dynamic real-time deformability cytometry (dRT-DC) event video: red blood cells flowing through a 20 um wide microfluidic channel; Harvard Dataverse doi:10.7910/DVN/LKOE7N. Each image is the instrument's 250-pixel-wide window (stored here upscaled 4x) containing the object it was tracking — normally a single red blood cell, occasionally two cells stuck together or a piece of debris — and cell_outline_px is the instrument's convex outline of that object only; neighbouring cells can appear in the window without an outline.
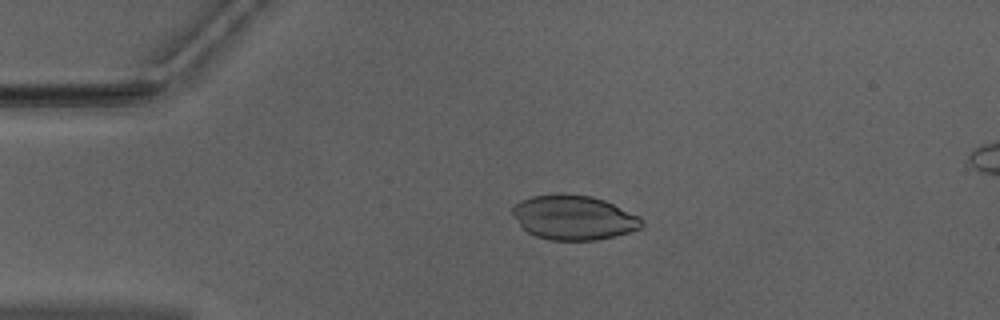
{"species": "Egyptian fruit bat (a non-hibernating species)", "species_latin": "Rousettus aegyptiacus", "temperature_condition": "warm", "stored_images_in_passage": 47, "camera_frame_rate_fps": 3000, "um_per_image_px": 0.085, "animal": {"sex": "male"}, "frame": {"image": 1, "passage_image": 7, "time_ms": 2.0, "image_size_px": [1000, 320], "cell_outline_px": [[644, 224], [640, 228], [628, 232], [596, 240], [548, 240], [536, 236], [528, 232], [520, 224], [512, 212], [512, 208], [520, 200], [532, 196], [592, 196], [604, 200], [640, 216], [644, 220]], "centroid_in_image_um": [48.8, 18.52], "position_along_channel_um": 36.2, "area_um2": 32.71}}
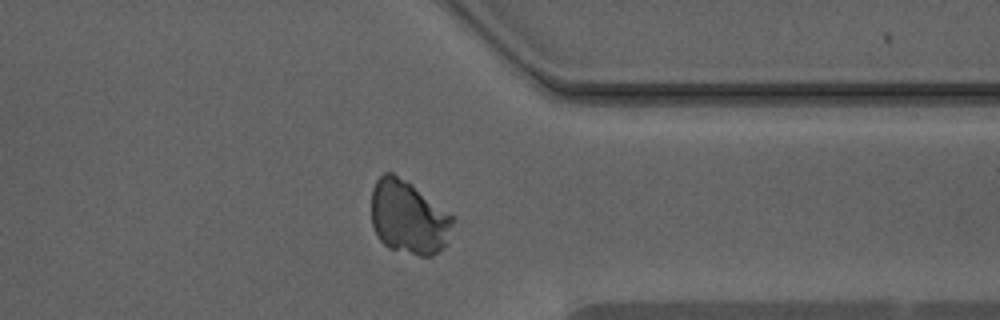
{"frame": {"image": 2, "passage_image": 36, "time_ms": 11.667, "image_size_px": [1000, 320], "cell_outline_px": [[456, 220], [444, 244], [432, 256], [420, 256], [388, 248], [380, 240], [372, 224], [372, 188], [376, 180], [384, 172], [392, 172], [408, 180], [456, 216]], "centroid_in_image_um": [34.74, 18.43], "position_along_channel_um": 376.7, "area_um2": 35.32}}
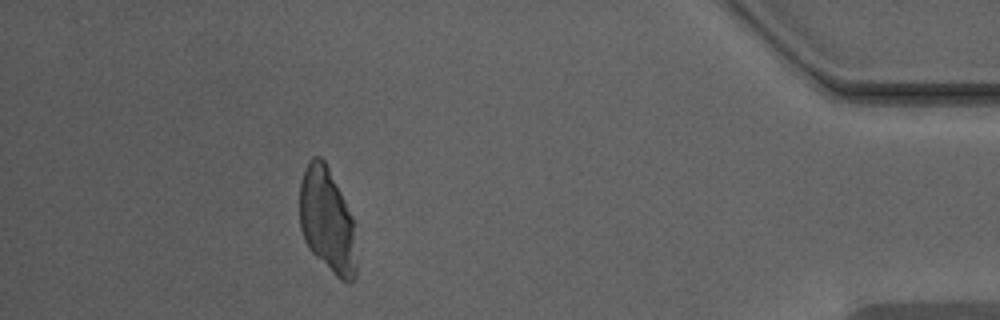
{"frame": {"image": 3, "passage_image": 42, "time_ms": 13.667, "image_size_px": [1000, 320], "cell_outline_px": [[356, 276], [348, 284], [340, 280], [308, 248], [304, 240], [300, 228], [300, 184], [304, 168], [312, 156], [320, 156], [324, 160], [352, 216], [356, 264]], "centroid_in_image_um": [27.79, 18.75], "position_along_channel_um": 407.4, "area_um2": 34.33}}